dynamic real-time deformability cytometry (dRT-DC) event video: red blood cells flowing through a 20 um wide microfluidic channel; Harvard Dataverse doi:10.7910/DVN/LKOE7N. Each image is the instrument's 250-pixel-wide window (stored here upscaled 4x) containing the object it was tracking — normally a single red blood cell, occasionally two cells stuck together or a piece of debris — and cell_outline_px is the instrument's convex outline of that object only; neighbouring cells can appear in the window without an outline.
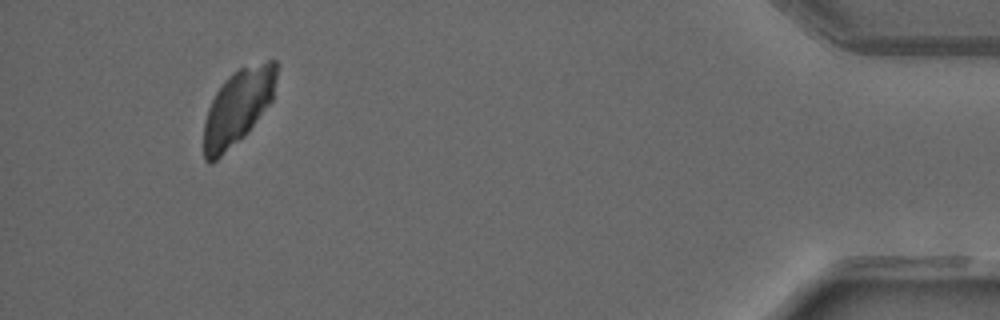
{"species": "common noctule bat (a hibernating species)", "species_latin": "Nyctalus noctula", "temperature_condition": "warm", "stored_images_in_passage": 50, "camera_frame_rate_fps": 3000, "um_per_image_px": 0.085, "animal": {"sex": "male", "forearm_length_mm": 52.5}, "frame": {"image": 1, "passage_image": 47, "time_ms": 15.333, "image_size_px": [1000, 320], "cell_outline_px": [[276, 76], [272, 100], [244, 136], [212, 164], [208, 164], [204, 160], [204, 124], [208, 108], [216, 92], [224, 80], [232, 72], [240, 68], [268, 60], [276, 60]], "centroid_in_image_um": [20.19, 9.11], "position_along_channel_um": 415.0, "area_um2": 31.56}}